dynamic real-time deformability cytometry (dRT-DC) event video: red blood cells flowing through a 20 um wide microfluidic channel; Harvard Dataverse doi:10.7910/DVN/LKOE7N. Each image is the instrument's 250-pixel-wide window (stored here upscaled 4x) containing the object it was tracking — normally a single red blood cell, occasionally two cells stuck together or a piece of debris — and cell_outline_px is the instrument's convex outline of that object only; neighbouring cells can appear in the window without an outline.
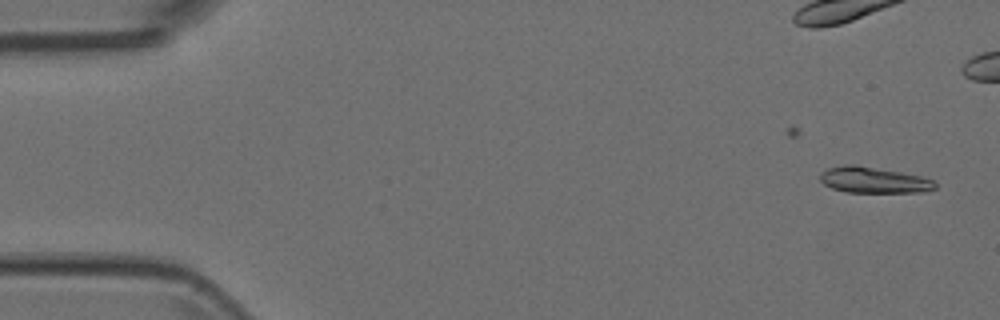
{"species": "Egyptian fruit bat (a non-hibernating species)", "species_latin": "Rousettus aegyptiacus", "temperature_condition": "room temperature", "stored_images_in_passage": 6, "camera_frame_rate_fps": 3000, "um_per_image_px": 0.085, "animal": {"sex": "female"}, "frame": {"image": 1, "passage_image": 3, "time_ms": 0.667, "image_size_px": [1000, 320], "cell_outline_px": [[936, 188], [924, 192], [844, 192], [832, 188], [824, 184], [820, 180], [820, 172], [828, 168], [844, 164], [856, 164], [900, 172], [920, 176], [932, 180], [936, 184]], "centroid_in_image_um": [74.22, 15.3], "position_along_channel_um": 10.8, "area_um2": 17.46}}